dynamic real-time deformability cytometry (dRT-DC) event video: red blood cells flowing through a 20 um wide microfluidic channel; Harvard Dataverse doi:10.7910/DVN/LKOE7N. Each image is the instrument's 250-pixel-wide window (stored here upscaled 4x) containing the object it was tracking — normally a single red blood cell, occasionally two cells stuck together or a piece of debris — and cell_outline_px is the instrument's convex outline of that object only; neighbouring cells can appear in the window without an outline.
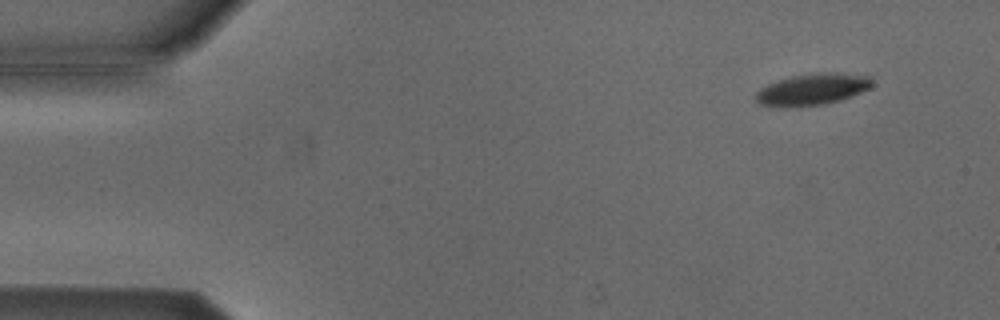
{"species": "Egyptian fruit bat (a non-hibernating species)", "species_latin": "Rousettus aegyptiacus", "temperature_condition": "cold", "stored_images_in_passage": 50, "camera_frame_rate_fps": 3000, "um_per_image_px": 0.085, "animal": {"sex": "male"}, "frame": {"image": 1, "passage_image": 1, "time_ms": 0.0, "image_size_px": [1000, 320], "cell_outline_px": [[872, 84], [868, 88], [852, 96], [840, 100], [824, 104], [760, 104], [756, 100], [756, 92], [760, 88], [776, 80], [792, 76], [812, 72], [840, 72], [872, 76]], "centroid_in_image_um": [69.13, 7.52], "position_along_channel_um": 15.9, "area_um2": 20.75}}
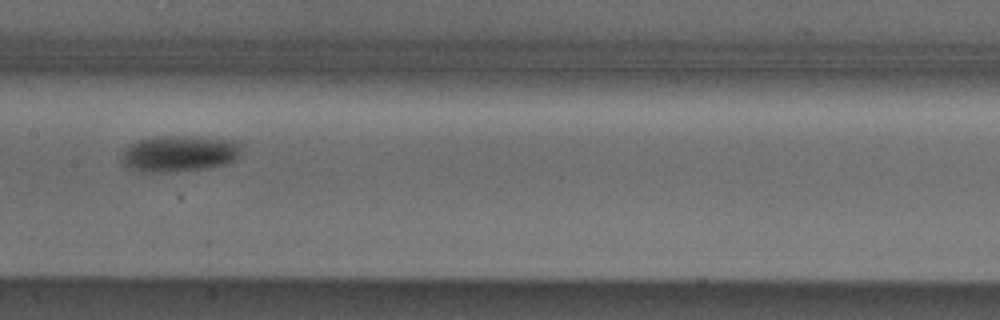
{"frame": {"image": 2, "passage_image": 23, "time_ms": 7.333, "image_size_px": [1000, 320], "cell_outline_px": [[240, 156], [224, 164], [208, 168], [176, 172], [140, 172], [128, 168], [120, 160], [124, 152], [132, 144], [140, 140], [164, 136], [196, 136], [240, 140]], "centroid_in_image_um": [15.28, 13.06], "position_along_channel_um": 192.1, "area_um2": 25.43}}
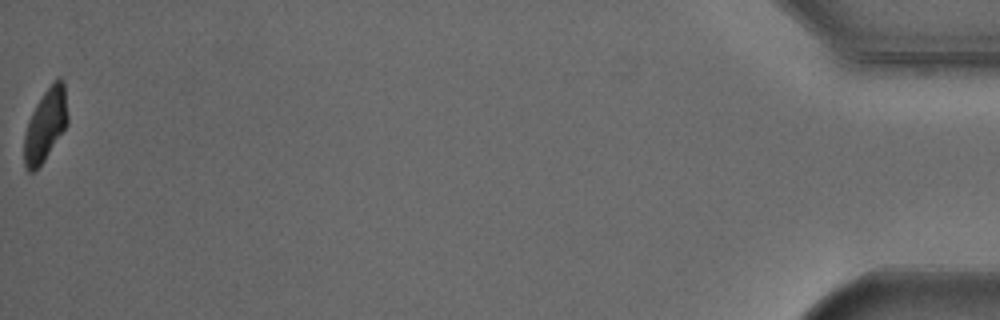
{"frame": {"image": 3, "passage_image": 50, "time_ms": 16.333, "image_size_px": [1000, 320], "cell_outline_px": [[68, 124], [44, 160], [32, 172], [28, 172], [24, 164], [24, 136], [28, 120], [36, 104], [44, 92], [60, 76], [64, 80], [68, 116]], "centroid_in_image_um": [3.87, 10.61], "position_along_channel_um": 431.3, "area_um2": 18.21}, "authors_computed_cell_mechanics": {"area_um2": 22.8888, "velocity_mm_per_s": 3.8148, "shape_relaxation_time_tau1_ms": 2.672, "shape_relaxation_time_tau2_ms": null, "deformation_change_tau1": 0.089, "deformation_change_tau2": null}}